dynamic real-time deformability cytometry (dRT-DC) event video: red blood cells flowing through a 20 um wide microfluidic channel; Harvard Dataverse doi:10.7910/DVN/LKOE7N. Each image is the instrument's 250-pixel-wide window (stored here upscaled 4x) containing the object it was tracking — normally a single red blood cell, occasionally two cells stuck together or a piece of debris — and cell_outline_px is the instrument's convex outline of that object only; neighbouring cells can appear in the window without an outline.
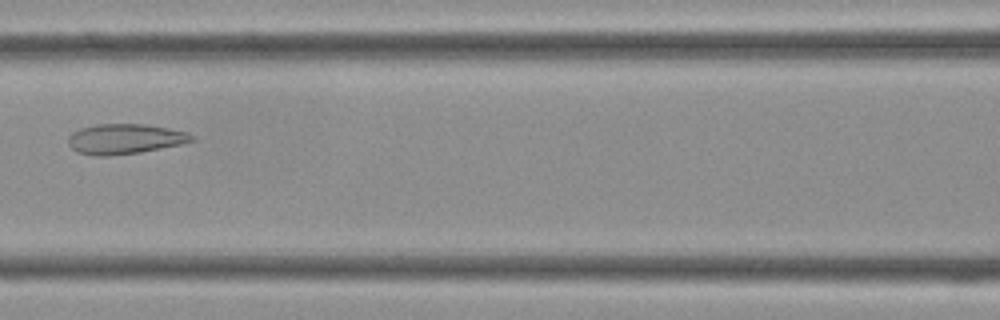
{"species": "Egyptian fruit bat (a non-hibernating species)", "species_latin": "Rousettus aegyptiacus", "temperature_condition": "cold", "stored_images_in_passage": 34, "camera_frame_rate_fps": 3000, "um_per_image_px": 0.085, "frame": {"image": 1, "passage_image": 13, "time_ms": 4.0, "image_size_px": [1000, 320], "cell_outline_px": [[196, 140], [180, 144], [140, 152], [108, 156], [96, 156], [76, 152], [68, 144], [68, 136], [72, 132], [80, 128], [96, 124], [148, 124], [188, 132], [196, 136]], "centroid_in_image_um": [10.61, 11.8], "position_along_channel_um": 156.0, "area_um2": 21.85}}
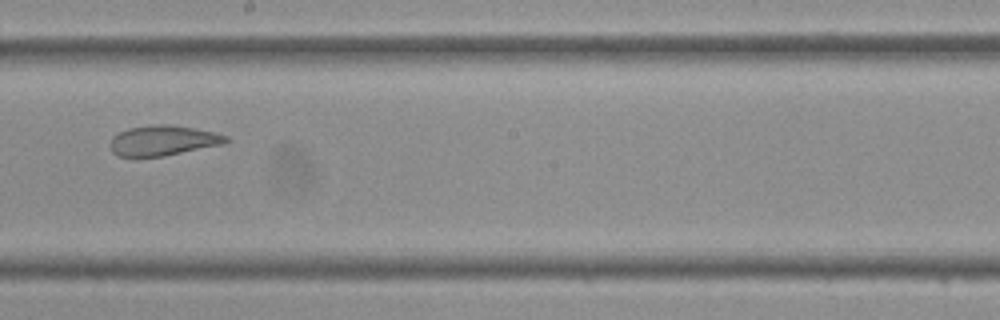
{"frame": {"image": 2, "passage_image": 18, "time_ms": 5.667, "image_size_px": [1000, 320], "cell_outline_px": [[228, 140], [220, 144], [164, 156], [132, 160], [116, 156], [112, 152], [108, 144], [112, 136], [128, 128], [152, 124], [168, 124], [216, 132], [228, 136]], "centroid_in_image_um": [13.72, 11.98], "position_along_channel_um": 234.5, "area_um2": 20.92}}
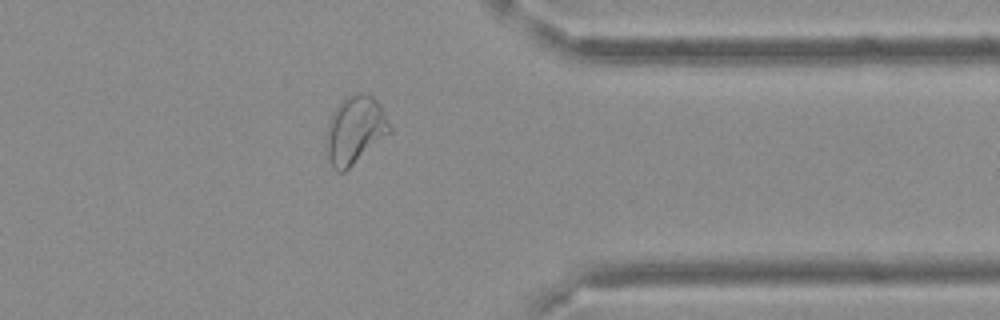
{"frame": {"image": 3, "passage_image": 28, "time_ms": 9.0, "image_size_px": [1000, 320], "cell_outline_px": [[392, 132], [344, 172], [336, 172], [332, 168], [328, 160], [324, 148], [324, 136], [328, 120], [332, 112], [344, 96], [356, 92], [364, 92], [372, 96], [380, 104], [392, 128]], "centroid_in_image_um": [30.12, 11.05], "position_along_channel_um": 381.3, "area_um2": 25.95}}